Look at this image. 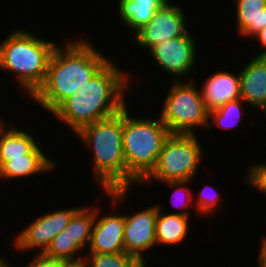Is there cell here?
<instances>
[{
	"mask_svg": "<svg viewBox=\"0 0 266 267\" xmlns=\"http://www.w3.org/2000/svg\"><path fill=\"white\" fill-rule=\"evenodd\" d=\"M67 42L54 48L45 82L31 97L50 114L110 61L88 39Z\"/></svg>",
	"mask_w": 266,
	"mask_h": 267,
	"instance_id": "cell-1",
	"label": "cell"
},
{
	"mask_svg": "<svg viewBox=\"0 0 266 267\" xmlns=\"http://www.w3.org/2000/svg\"><path fill=\"white\" fill-rule=\"evenodd\" d=\"M129 79L130 75L111 60L51 114L76 135L84 126L111 117L127 106L124 93L130 86Z\"/></svg>",
	"mask_w": 266,
	"mask_h": 267,
	"instance_id": "cell-2",
	"label": "cell"
},
{
	"mask_svg": "<svg viewBox=\"0 0 266 267\" xmlns=\"http://www.w3.org/2000/svg\"><path fill=\"white\" fill-rule=\"evenodd\" d=\"M78 138L93 152L94 177L113 206L126 198V160L123 154V110L81 128Z\"/></svg>",
	"mask_w": 266,
	"mask_h": 267,
	"instance_id": "cell-3",
	"label": "cell"
},
{
	"mask_svg": "<svg viewBox=\"0 0 266 267\" xmlns=\"http://www.w3.org/2000/svg\"><path fill=\"white\" fill-rule=\"evenodd\" d=\"M13 31L1 40L0 69L15 74L19 86L32 97L45 82L48 63L57 44L27 30Z\"/></svg>",
	"mask_w": 266,
	"mask_h": 267,
	"instance_id": "cell-4",
	"label": "cell"
},
{
	"mask_svg": "<svg viewBox=\"0 0 266 267\" xmlns=\"http://www.w3.org/2000/svg\"><path fill=\"white\" fill-rule=\"evenodd\" d=\"M171 135L160 118L131 117L123 109V154L126 160V189L141 183L155 168L166 139Z\"/></svg>",
	"mask_w": 266,
	"mask_h": 267,
	"instance_id": "cell-5",
	"label": "cell"
},
{
	"mask_svg": "<svg viewBox=\"0 0 266 267\" xmlns=\"http://www.w3.org/2000/svg\"><path fill=\"white\" fill-rule=\"evenodd\" d=\"M203 150L196 134H171L163 144L155 168L141 184L194 180L203 161Z\"/></svg>",
	"mask_w": 266,
	"mask_h": 267,
	"instance_id": "cell-6",
	"label": "cell"
},
{
	"mask_svg": "<svg viewBox=\"0 0 266 267\" xmlns=\"http://www.w3.org/2000/svg\"><path fill=\"white\" fill-rule=\"evenodd\" d=\"M193 79L174 81L163 101L159 118L171 134H195L196 128H208L209 112Z\"/></svg>",
	"mask_w": 266,
	"mask_h": 267,
	"instance_id": "cell-7",
	"label": "cell"
},
{
	"mask_svg": "<svg viewBox=\"0 0 266 267\" xmlns=\"http://www.w3.org/2000/svg\"><path fill=\"white\" fill-rule=\"evenodd\" d=\"M78 209L73 207L42 214L17 235L13 247L22 252L36 248L39 254L45 253L53 238L68 226Z\"/></svg>",
	"mask_w": 266,
	"mask_h": 267,
	"instance_id": "cell-8",
	"label": "cell"
},
{
	"mask_svg": "<svg viewBox=\"0 0 266 267\" xmlns=\"http://www.w3.org/2000/svg\"><path fill=\"white\" fill-rule=\"evenodd\" d=\"M182 7L168 1L153 18L134 35L135 45L150 50L155 45L181 37L187 30V19Z\"/></svg>",
	"mask_w": 266,
	"mask_h": 267,
	"instance_id": "cell-9",
	"label": "cell"
},
{
	"mask_svg": "<svg viewBox=\"0 0 266 267\" xmlns=\"http://www.w3.org/2000/svg\"><path fill=\"white\" fill-rule=\"evenodd\" d=\"M196 44L194 35L187 32L181 37L155 45L149 50V54L162 70L172 77L176 76L177 79L174 80L179 81L182 76L190 75L196 64Z\"/></svg>",
	"mask_w": 266,
	"mask_h": 267,
	"instance_id": "cell-10",
	"label": "cell"
},
{
	"mask_svg": "<svg viewBox=\"0 0 266 267\" xmlns=\"http://www.w3.org/2000/svg\"><path fill=\"white\" fill-rule=\"evenodd\" d=\"M158 205L142 209L131 215H124L125 253L136 257L146 266L144 253L156 246L155 225Z\"/></svg>",
	"mask_w": 266,
	"mask_h": 267,
	"instance_id": "cell-11",
	"label": "cell"
},
{
	"mask_svg": "<svg viewBox=\"0 0 266 267\" xmlns=\"http://www.w3.org/2000/svg\"><path fill=\"white\" fill-rule=\"evenodd\" d=\"M100 210L96 206L91 241L88 246L89 253L115 254L125 252L124 215L106 214L102 216Z\"/></svg>",
	"mask_w": 266,
	"mask_h": 267,
	"instance_id": "cell-12",
	"label": "cell"
},
{
	"mask_svg": "<svg viewBox=\"0 0 266 267\" xmlns=\"http://www.w3.org/2000/svg\"><path fill=\"white\" fill-rule=\"evenodd\" d=\"M241 99L266 117V56H254L239 72Z\"/></svg>",
	"mask_w": 266,
	"mask_h": 267,
	"instance_id": "cell-13",
	"label": "cell"
},
{
	"mask_svg": "<svg viewBox=\"0 0 266 267\" xmlns=\"http://www.w3.org/2000/svg\"><path fill=\"white\" fill-rule=\"evenodd\" d=\"M205 81L200 92L208 112L241 98L239 72L235 75L226 70L218 71Z\"/></svg>",
	"mask_w": 266,
	"mask_h": 267,
	"instance_id": "cell-14",
	"label": "cell"
},
{
	"mask_svg": "<svg viewBox=\"0 0 266 267\" xmlns=\"http://www.w3.org/2000/svg\"><path fill=\"white\" fill-rule=\"evenodd\" d=\"M39 144L31 153L24 157L10 158L0 167V179L16 180L21 177L25 179L31 175L52 171L56 166V161L51 160L43 153ZM52 169V170H51ZM11 179V180H10Z\"/></svg>",
	"mask_w": 266,
	"mask_h": 267,
	"instance_id": "cell-15",
	"label": "cell"
},
{
	"mask_svg": "<svg viewBox=\"0 0 266 267\" xmlns=\"http://www.w3.org/2000/svg\"><path fill=\"white\" fill-rule=\"evenodd\" d=\"M158 205V215L155 225V236L157 245L177 246L182 244L189 230L190 213L182 210L174 213H163Z\"/></svg>",
	"mask_w": 266,
	"mask_h": 267,
	"instance_id": "cell-16",
	"label": "cell"
},
{
	"mask_svg": "<svg viewBox=\"0 0 266 267\" xmlns=\"http://www.w3.org/2000/svg\"><path fill=\"white\" fill-rule=\"evenodd\" d=\"M31 134L21 128L8 126L0 118V167L10 158L24 157L41 144Z\"/></svg>",
	"mask_w": 266,
	"mask_h": 267,
	"instance_id": "cell-17",
	"label": "cell"
},
{
	"mask_svg": "<svg viewBox=\"0 0 266 267\" xmlns=\"http://www.w3.org/2000/svg\"><path fill=\"white\" fill-rule=\"evenodd\" d=\"M236 26L240 36L254 37L266 26V0H236Z\"/></svg>",
	"mask_w": 266,
	"mask_h": 267,
	"instance_id": "cell-18",
	"label": "cell"
},
{
	"mask_svg": "<svg viewBox=\"0 0 266 267\" xmlns=\"http://www.w3.org/2000/svg\"><path fill=\"white\" fill-rule=\"evenodd\" d=\"M169 0H118V14L134 34L145 26Z\"/></svg>",
	"mask_w": 266,
	"mask_h": 267,
	"instance_id": "cell-19",
	"label": "cell"
},
{
	"mask_svg": "<svg viewBox=\"0 0 266 267\" xmlns=\"http://www.w3.org/2000/svg\"><path fill=\"white\" fill-rule=\"evenodd\" d=\"M81 251L82 250L76 243V240L72 239L70 220L68 226L62 232L57 234L55 238H53L49 248L44 254L50 258L66 261L69 263H76L81 262L84 259V255H76Z\"/></svg>",
	"mask_w": 266,
	"mask_h": 267,
	"instance_id": "cell-20",
	"label": "cell"
},
{
	"mask_svg": "<svg viewBox=\"0 0 266 267\" xmlns=\"http://www.w3.org/2000/svg\"><path fill=\"white\" fill-rule=\"evenodd\" d=\"M92 207V205L80 207L71 218L72 239L76 240L82 250L88 248L91 241L92 227L95 220V207Z\"/></svg>",
	"mask_w": 266,
	"mask_h": 267,
	"instance_id": "cell-21",
	"label": "cell"
},
{
	"mask_svg": "<svg viewBox=\"0 0 266 267\" xmlns=\"http://www.w3.org/2000/svg\"><path fill=\"white\" fill-rule=\"evenodd\" d=\"M243 102L245 103L243 99L238 98L210 111L208 117V129L214 124L222 129H232L238 126L237 124L241 121L240 119H243L242 115H244L243 112L245 108L242 106Z\"/></svg>",
	"mask_w": 266,
	"mask_h": 267,
	"instance_id": "cell-22",
	"label": "cell"
},
{
	"mask_svg": "<svg viewBox=\"0 0 266 267\" xmlns=\"http://www.w3.org/2000/svg\"><path fill=\"white\" fill-rule=\"evenodd\" d=\"M83 259L86 267H147L136 257L125 252L115 254L88 253Z\"/></svg>",
	"mask_w": 266,
	"mask_h": 267,
	"instance_id": "cell-23",
	"label": "cell"
},
{
	"mask_svg": "<svg viewBox=\"0 0 266 267\" xmlns=\"http://www.w3.org/2000/svg\"><path fill=\"white\" fill-rule=\"evenodd\" d=\"M212 192V193H211ZM195 201L196 211L201 214V217L204 215H212L215 214L214 211L218 209V202L222 201L219 192L216 191L214 187L211 185H205L203 189L199 192L198 197ZM220 199V200H219ZM211 213V214H209Z\"/></svg>",
	"mask_w": 266,
	"mask_h": 267,
	"instance_id": "cell-24",
	"label": "cell"
},
{
	"mask_svg": "<svg viewBox=\"0 0 266 267\" xmlns=\"http://www.w3.org/2000/svg\"><path fill=\"white\" fill-rule=\"evenodd\" d=\"M245 179L252 188L266 195V163L249 165Z\"/></svg>",
	"mask_w": 266,
	"mask_h": 267,
	"instance_id": "cell-25",
	"label": "cell"
},
{
	"mask_svg": "<svg viewBox=\"0 0 266 267\" xmlns=\"http://www.w3.org/2000/svg\"><path fill=\"white\" fill-rule=\"evenodd\" d=\"M189 182L190 181H167V182H164L165 185L168 184L171 188H174L173 189L174 192L172 194L173 195L172 200H174V199H175V201H176V199L179 200L180 203L178 201L175 202V204L177 205V208H179V209H180V207L181 208H185V207L188 208L189 205L193 202L192 200H194V198H195V196H193V194H192V191L190 190V187L186 186L187 183H189ZM182 192H184V193H182ZM178 193H180V194H178ZM183 194L185 195V198H182V197H184ZM178 195H180L181 197H179ZM182 199H184V200H182ZM180 200H182L183 203Z\"/></svg>",
	"mask_w": 266,
	"mask_h": 267,
	"instance_id": "cell-26",
	"label": "cell"
},
{
	"mask_svg": "<svg viewBox=\"0 0 266 267\" xmlns=\"http://www.w3.org/2000/svg\"><path fill=\"white\" fill-rule=\"evenodd\" d=\"M68 264L69 262L50 258L44 253H37L32 262L27 264V267H66Z\"/></svg>",
	"mask_w": 266,
	"mask_h": 267,
	"instance_id": "cell-27",
	"label": "cell"
},
{
	"mask_svg": "<svg viewBox=\"0 0 266 267\" xmlns=\"http://www.w3.org/2000/svg\"><path fill=\"white\" fill-rule=\"evenodd\" d=\"M253 38H256L260 42L261 47L263 46L262 50L264 49V51L260 52L257 56H266V26L261 29Z\"/></svg>",
	"mask_w": 266,
	"mask_h": 267,
	"instance_id": "cell-28",
	"label": "cell"
},
{
	"mask_svg": "<svg viewBox=\"0 0 266 267\" xmlns=\"http://www.w3.org/2000/svg\"><path fill=\"white\" fill-rule=\"evenodd\" d=\"M260 253L258 256V266L259 267H266V237L263 238L261 241V246H260Z\"/></svg>",
	"mask_w": 266,
	"mask_h": 267,
	"instance_id": "cell-29",
	"label": "cell"
},
{
	"mask_svg": "<svg viewBox=\"0 0 266 267\" xmlns=\"http://www.w3.org/2000/svg\"><path fill=\"white\" fill-rule=\"evenodd\" d=\"M2 257H4V256H1V255H0V267H12V266L8 263V261H7L6 259L2 258Z\"/></svg>",
	"mask_w": 266,
	"mask_h": 267,
	"instance_id": "cell-30",
	"label": "cell"
},
{
	"mask_svg": "<svg viewBox=\"0 0 266 267\" xmlns=\"http://www.w3.org/2000/svg\"><path fill=\"white\" fill-rule=\"evenodd\" d=\"M66 267H86L83 261L76 263H69Z\"/></svg>",
	"mask_w": 266,
	"mask_h": 267,
	"instance_id": "cell-31",
	"label": "cell"
}]
</instances>
